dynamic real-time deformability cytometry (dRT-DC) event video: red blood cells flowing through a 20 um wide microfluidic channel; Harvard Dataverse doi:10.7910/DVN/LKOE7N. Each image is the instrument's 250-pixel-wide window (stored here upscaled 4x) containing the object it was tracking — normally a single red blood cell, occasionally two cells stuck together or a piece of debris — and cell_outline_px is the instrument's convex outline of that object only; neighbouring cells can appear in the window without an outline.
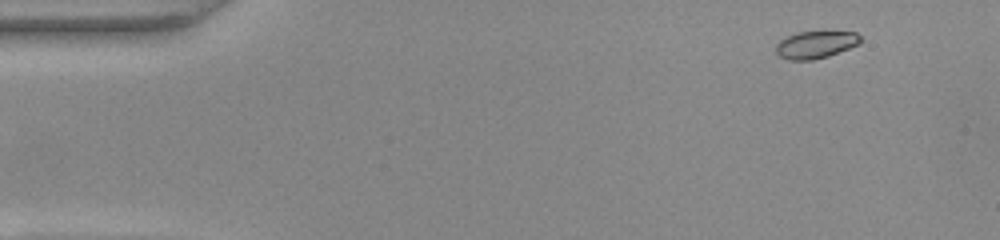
{"species": "common noctule bat (a hibernating species)", "species_latin": "Nyctalus noctula", "temperature_condition": "warm", "stored_images_in_passage": 51, "camera_frame_rate_fps": 3000, "um_per_image_px": 0.085, "animal": {"sex": "female", "body_mass_g": 22.0, "forearm_length_mm": 56.7}, "frame": {"image": 1, "passage_image": 3, "time_ms": 0.667, "image_size_px": [1000, 240], "cell_outline_px": [[860, 44], [828, 56], [812, 60], [788, 60], [780, 56], [776, 52], [776, 44], [780, 40], [796, 32], [856, 32], [860, 36]], "centroid_in_image_um": [69.32, 3.8], "position_along_channel_um": 15.7, "area_um2": 13.35}}
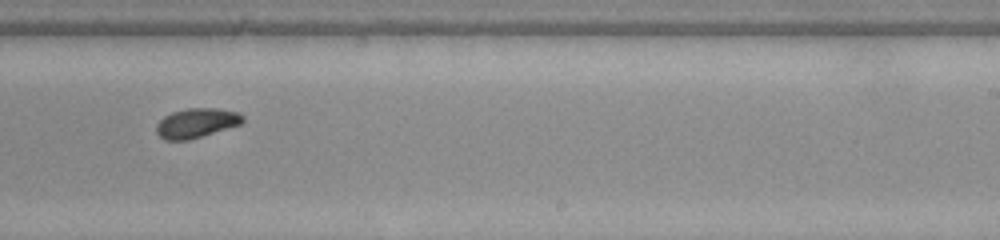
{"frame": {"image": 2, "passage_image": 31, "time_ms": 10.0, "image_size_px": [1000, 240], "cell_outline_px": [[244, 120], [240, 124], [188, 140], [164, 140], [156, 132], [156, 124], [164, 116], [172, 112], [188, 108], [216, 108], [236, 112], [244, 116]], "centroid_in_image_um": [16.66, 10.45], "position_along_channel_um": 272.3, "area_um2": 14.68}}
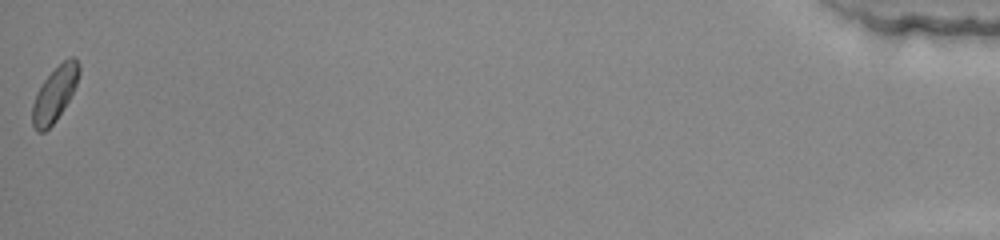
{"frame": {"image": 3, "passage_image": 51, "time_ms": 16.667, "image_size_px": [1000, 240], "cell_outline_px": [[80, 72], [76, 84], [68, 100], [56, 120], [44, 132], [36, 132], [32, 124], [32, 104], [36, 92], [44, 80], [68, 56], [76, 56], [80, 64]], "centroid_in_image_um": [4.65, 7.97], "position_along_channel_um": 430.6, "area_um2": 14.8}, "authors_computed_cell_mechanics": {"area_um2": 14.739, "velocity_mm_per_s": 3.881, "shape_relaxation_time_tau1_ms": 3.7237, "shape_relaxation_time_tau2_ms": 2.2577, "deformation_change_tau1": 0.1095, "deformation_change_tau2": 0.0572}}